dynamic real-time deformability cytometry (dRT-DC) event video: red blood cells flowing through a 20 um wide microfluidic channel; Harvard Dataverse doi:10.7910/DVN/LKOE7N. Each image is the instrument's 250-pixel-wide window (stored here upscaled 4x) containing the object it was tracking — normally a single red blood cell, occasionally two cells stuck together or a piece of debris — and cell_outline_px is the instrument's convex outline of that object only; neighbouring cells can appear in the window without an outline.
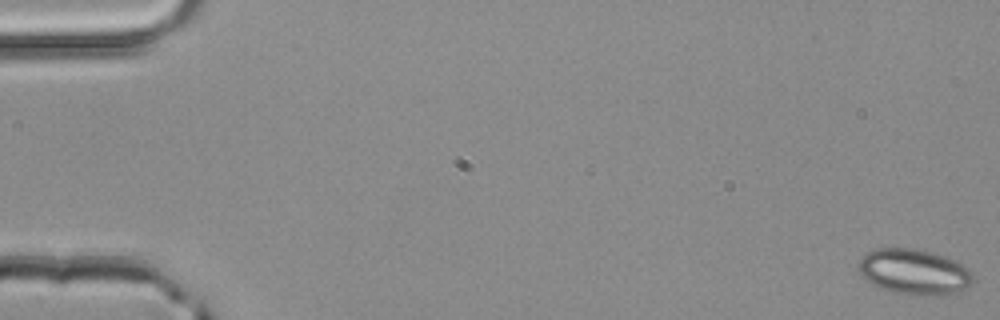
{"species": "common noctule bat (a hibernating species)", "species_latin": "Nyctalus noctula", "temperature_condition": "room temperature", "stored_images_in_passage": 51, "camera_frame_rate_fps": 3000, "um_per_image_px": 0.085, "animal": {"sex": "male", "body_mass_g": 20.4}, "frame": {"image": 1, "passage_image": 1, "time_ms": 0.0, "image_size_px": [1000, 320], "cell_outline_px": [[972, 284], [956, 292], [936, 296], [912, 296], [892, 292], [880, 288], [868, 280], [860, 272], [860, 260], [868, 252], [876, 248], [912, 248], [932, 252], [956, 260], [964, 264], [972, 272]], "centroid_in_image_um": [77.75, 23.12], "position_along_channel_um": 7.3, "area_um2": 30.4}}
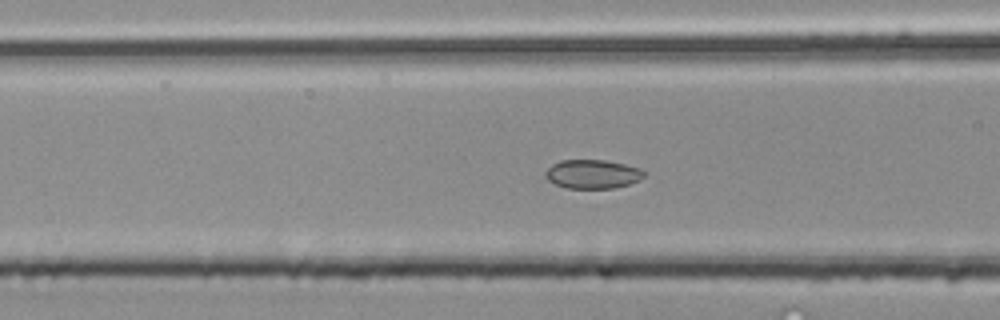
{"frame": {"image": 2, "passage_image": 21, "time_ms": 6.667, "image_size_px": [1000, 320], "cell_outline_px": [[644, 176], [640, 180], [628, 184], [612, 188], [564, 188], [548, 180], [544, 176], [544, 172], [552, 164], [560, 160], [604, 160], [624, 164], [640, 168], [644, 172]], "centroid_in_image_um": [50.33, 14.79], "position_along_channel_um": 116.3, "area_um2": 16.59}}
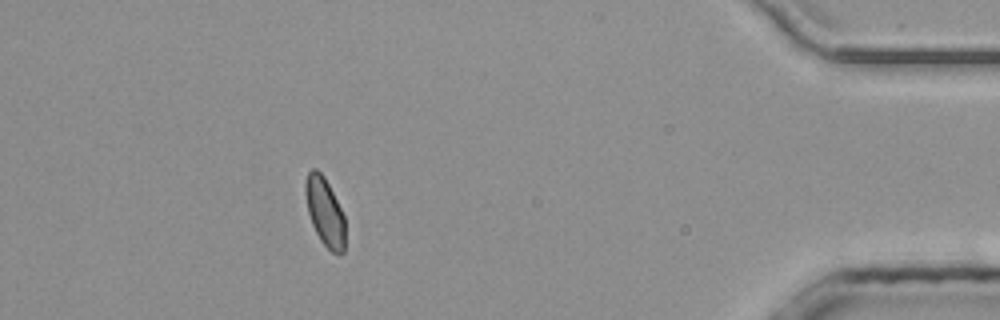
{"frame": {"image": 3, "passage_image": 46, "time_ms": 15.0, "image_size_px": [1000, 320], "cell_outline_px": [[344, 252], [340, 256], [332, 252], [320, 240], [312, 224], [308, 212], [304, 192], [304, 184], [308, 172], [312, 168], [316, 168], [324, 176], [344, 216]], "centroid_in_image_um": [27.59, 18.0], "position_along_channel_um": 407.6, "area_um2": 15.72}, "authors_computed_cell_mechanics": {"area_um2": 16.5886, "velocity_mm_per_s": 4.1484, "shape_relaxation_time_tau1_ms": 2.2605, "shape_relaxation_time_tau2_ms": 1.111, "deformation_change_tau1": 0.0579, "deformation_change_tau2": 0.0537}}